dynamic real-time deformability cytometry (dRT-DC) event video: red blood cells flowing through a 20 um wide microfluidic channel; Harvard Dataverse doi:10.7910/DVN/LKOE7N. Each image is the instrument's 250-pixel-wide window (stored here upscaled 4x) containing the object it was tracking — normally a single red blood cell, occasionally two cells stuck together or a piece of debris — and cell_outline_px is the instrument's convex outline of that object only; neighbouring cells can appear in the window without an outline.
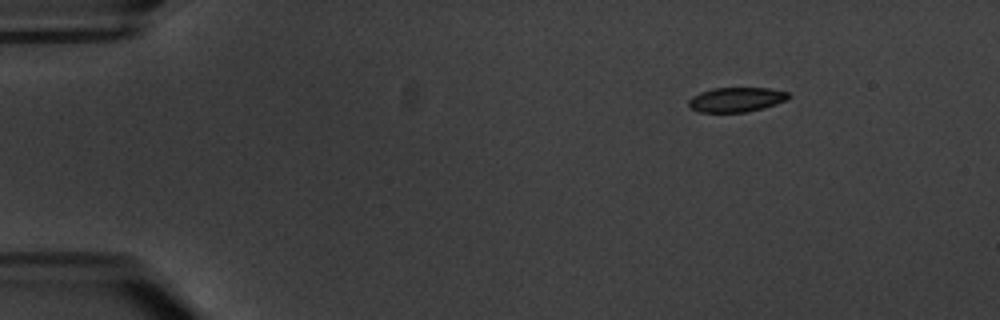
{"species": "common noctule bat (a hibernating species)", "species_latin": "Nyctalus noctula", "temperature_condition": "warm", "stored_images_in_passage": 5, "camera_frame_rate_fps": 3000, "um_per_image_px": 0.085, "animal": {"sex": "male", "body_mass_g": 20.1, "forearm_length_mm": 53.5}, "frame": {"image": 1, "passage_image": 1, "time_ms": 0.0, "image_size_px": [1000, 320], "cell_outline_px": [[792, 96], [788, 100], [764, 108], [748, 112], [700, 112], [692, 108], [688, 104], [688, 100], [692, 96], [700, 92], [712, 88], [768, 88], [788, 92]], "centroid_in_image_um": [62.62, 8.46], "position_along_channel_um": 22.4, "area_um2": 14.45}}